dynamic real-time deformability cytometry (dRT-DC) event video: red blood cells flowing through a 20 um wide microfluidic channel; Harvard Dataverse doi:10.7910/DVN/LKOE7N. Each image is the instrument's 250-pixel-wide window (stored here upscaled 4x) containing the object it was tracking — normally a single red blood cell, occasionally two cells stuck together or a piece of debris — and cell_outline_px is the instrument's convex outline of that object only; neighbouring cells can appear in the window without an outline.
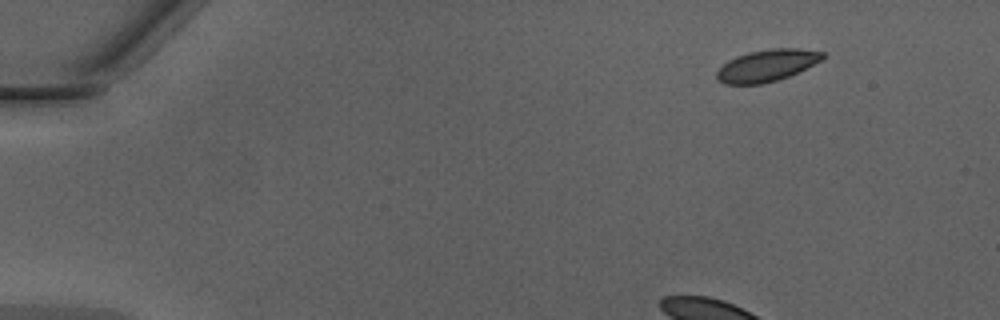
{"species": "Egyptian fruit bat (a non-hibernating species)", "species_latin": "Rousettus aegyptiacus", "temperature_condition": "warm", "stored_images_in_passage": 39, "camera_frame_rate_fps": 3000, "um_per_image_px": 0.085, "animal": {"sex": "male"}, "frame": {"image": 1, "passage_image": 1, "time_ms": 0.0, "image_size_px": [1000, 320], "cell_outline_px": [[824, 56], [820, 60], [788, 76], [776, 80], [760, 84], [724, 84], [716, 80], [716, 72], [728, 60], [736, 56], [748, 52], [772, 48], [800, 48], [824, 52]], "centroid_in_image_um": [65.13, 5.56], "position_along_channel_um": 19.9, "area_um2": 19.42}, "authors_computed_cell_mechanics": {"area_um2": 21.1548, "velocity_mm_per_s": 4.2534, "shape_relaxation_time_tau1_ms": 2.9993, "shape_relaxation_time_tau2_ms": 10.995, "deformation_change_tau1": 0.1157, "deformation_change_tau2": 0.1884}}